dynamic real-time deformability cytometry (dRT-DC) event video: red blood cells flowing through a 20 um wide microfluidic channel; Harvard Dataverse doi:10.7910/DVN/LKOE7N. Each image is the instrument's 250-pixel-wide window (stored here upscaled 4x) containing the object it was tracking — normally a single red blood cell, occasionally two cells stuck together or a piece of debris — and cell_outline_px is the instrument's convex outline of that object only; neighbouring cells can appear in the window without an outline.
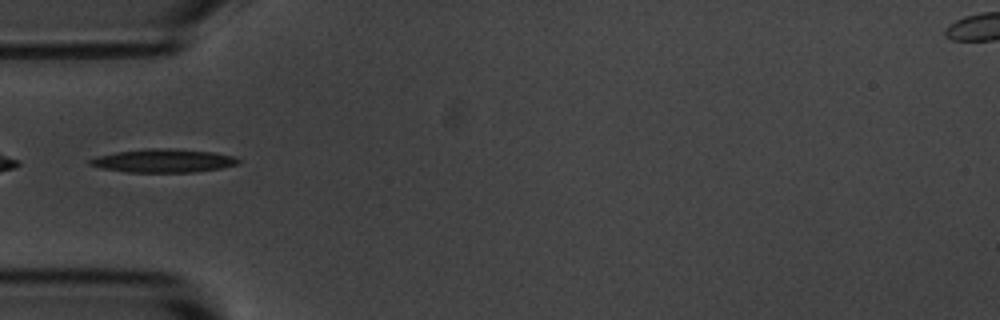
{"species": "common noctule bat (a hibernating species)", "species_latin": "Nyctalus noctula", "temperature_condition": "room temperature", "stored_images_in_passage": 4, "camera_frame_rate_fps": 3000, "um_per_image_px": 0.085, "animal": {"sex": "male", "body_mass_g": 20.1, "forearm_length_mm": 53.5}, "frame": {"image": 1, "passage_image": 2, "time_ms": 1.333, "image_size_px": [1000, 320], "cell_outline_px": [[240, 160], [236, 164], [220, 168], [196, 172], [128, 172], [100, 168], [88, 164], [88, 160], [96, 156], [116, 152], [144, 148], [168, 148], [212, 152], [232, 156]], "centroid_in_image_um": [13.81, 13.66], "position_along_channel_um": 71.2, "area_um2": 20.17}}
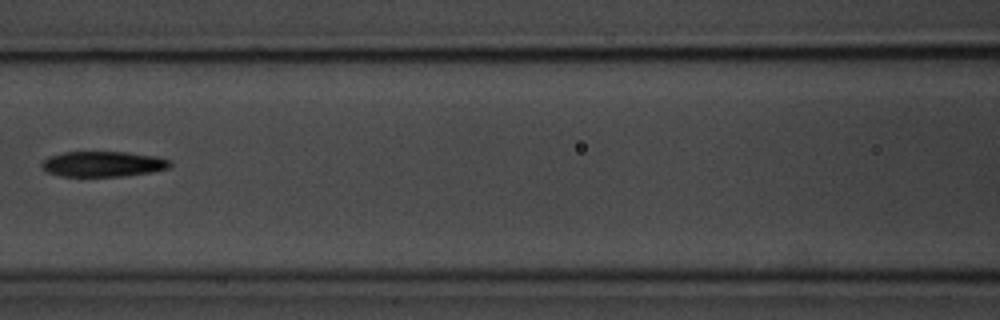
{"frame": {"image": 2, "passage_image": 4, "time_ms": 3.667, "image_size_px": [1000, 320], "cell_outline_px": [[172, 164], [168, 168], [152, 172], [124, 176], [60, 176], [48, 172], [40, 164], [48, 156], [64, 152], [128, 152], [156, 156], [172, 160]], "centroid_in_image_um": [8.79, 13.93], "position_along_channel_um": 157.8, "area_um2": 19.07}}